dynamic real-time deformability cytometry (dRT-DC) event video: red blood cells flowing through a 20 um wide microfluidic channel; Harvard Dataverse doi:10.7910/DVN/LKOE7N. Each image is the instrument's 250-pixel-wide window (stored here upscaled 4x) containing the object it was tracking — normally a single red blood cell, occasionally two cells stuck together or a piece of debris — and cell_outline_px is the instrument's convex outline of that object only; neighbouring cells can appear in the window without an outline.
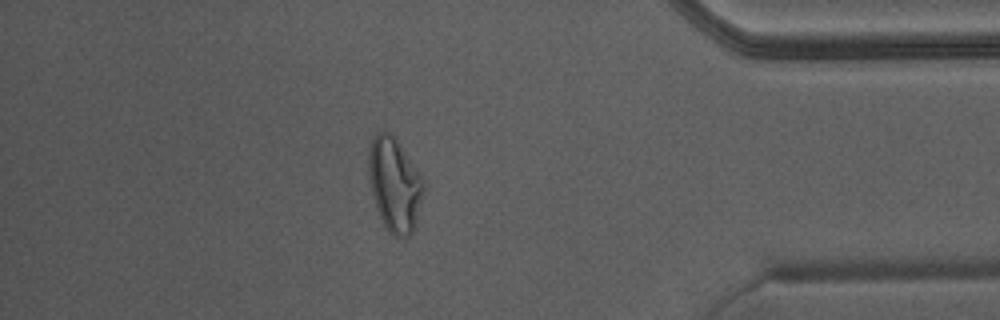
{"species": "Egyptian fruit bat (a non-hibernating species)", "species_latin": "Rousettus aegyptiacus", "temperature_condition": "warm", "stored_images_in_passage": 49, "camera_frame_rate_fps": 3000, "um_per_image_px": 0.085, "animal": {"sex": "male"}, "frame": {"image": 1, "passage_image": 42, "time_ms": 13.667, "image_size_px": [1000, 320], "cell_outline_px": [[428, 184], [416, 228], [404, 240], [388, 232], [376, 208], [368, 176], [368, 148], [372, 136], [380, 128], [388, 132], [400, 144], [420, 172]], "centroid_in_image_um": [33.59, 15.7], "position_along_channel_um": 401.6, "area_um2": 31.27}}